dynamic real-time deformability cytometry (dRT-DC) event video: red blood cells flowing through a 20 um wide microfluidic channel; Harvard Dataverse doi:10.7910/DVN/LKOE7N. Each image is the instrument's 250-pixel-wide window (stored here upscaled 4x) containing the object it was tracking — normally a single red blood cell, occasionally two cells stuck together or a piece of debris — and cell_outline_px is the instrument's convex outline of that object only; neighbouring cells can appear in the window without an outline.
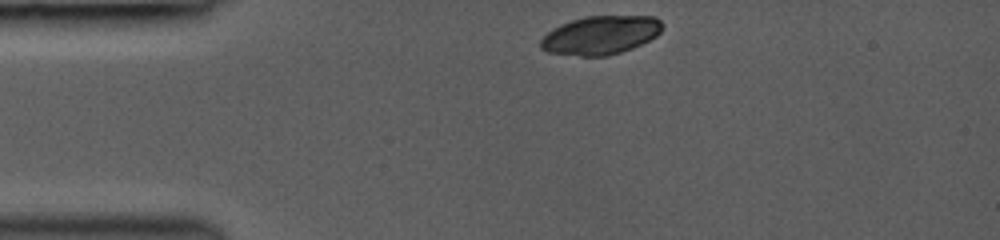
{"species": "common noctule bat (a hibernating species)", "species_latin": "Nyctalus noctula", "temperature_condition": "room temperature", "stored_images_in_passage": 7, "camera_frame_rate_fps": 3000, "um_per_image_px": 0.085, "animal": {"sex": "female", "body_mass_g": 19.0, "forearm_length_mm": 53.3}, "frame": {"image": 1, "passage_image": 1, "time_ms": 0.0, "image_size_px": [1000, 240], "cell_outline_px": [[664, 28], [656, 36], [632, 48], [608, 56], [580, 56], [548, 52], [540, 48], [540, 40], [552, 28], [560, 24], [584, 16], [656, 16], [664, 24]], "centroid_in_image_um": [51.06, 2.98], "position_along_channel_um": 33.9, "area_um2": 27.46}}
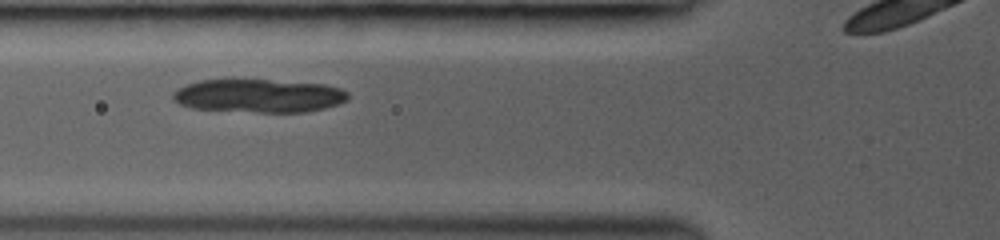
{"frame": {"image": 2, "passage_image": 6, "time_ms": 2.667, "image_size_px": [1000, 240], "cell_outline_px": [[348, 100], [340, 104], [308, 112], [256, 112], [192, 108], [180, 104], [172, 100], [172, 92], [176, 88], [200, 80], [268, 80], [324, 84], [340, 88], [348, 92]], "centroid_in_image_um": [22.0, 8.15], "position_along_channel_um": 103.8, "area_um2": 34.1}}